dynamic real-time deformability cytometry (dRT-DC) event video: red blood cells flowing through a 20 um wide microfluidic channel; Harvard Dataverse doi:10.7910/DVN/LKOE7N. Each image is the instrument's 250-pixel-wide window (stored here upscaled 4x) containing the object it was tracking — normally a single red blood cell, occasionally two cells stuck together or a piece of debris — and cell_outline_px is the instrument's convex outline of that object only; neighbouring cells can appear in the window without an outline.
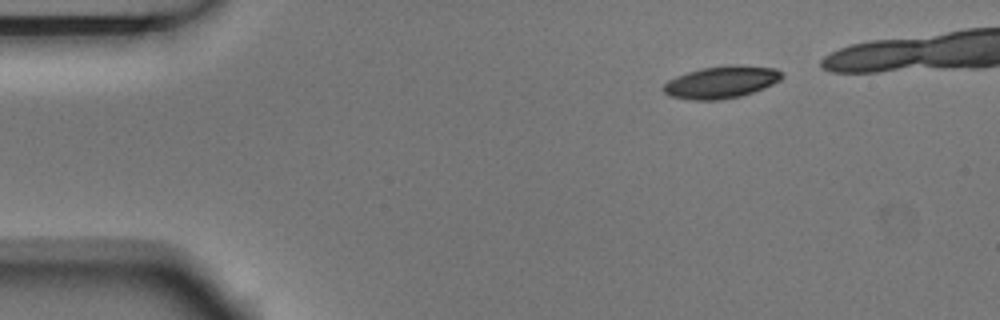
{"species": "Egyptian fruit bat (a non-hibernating species)", "species_latin": "Rousettus aegyptiacus", "temperature_condition": "room temperature", "stored_images_in_passage": 4, "camera_frame_rate_fps": 3000, "um_per_image_px": 0.085, "animal": {"sex": "male"}, "frame": {"image": 1, "passage_image": 1, "time_ms": 0.0, "image_size_px": [1000, 320], "cell_outline_px": [[784, 76], [780, 80], [764, 88], [740, 96], [720, 100], [692, 100], [668, 96], [664, 92], [664, 84], [668, 80], [676, 76], [700, 68], [776, 68], [784, 72]], "centroid_in_image_um": [61.26, 7.04], "position_along_channel_um": 23.7, "area_um2": 21.27}}